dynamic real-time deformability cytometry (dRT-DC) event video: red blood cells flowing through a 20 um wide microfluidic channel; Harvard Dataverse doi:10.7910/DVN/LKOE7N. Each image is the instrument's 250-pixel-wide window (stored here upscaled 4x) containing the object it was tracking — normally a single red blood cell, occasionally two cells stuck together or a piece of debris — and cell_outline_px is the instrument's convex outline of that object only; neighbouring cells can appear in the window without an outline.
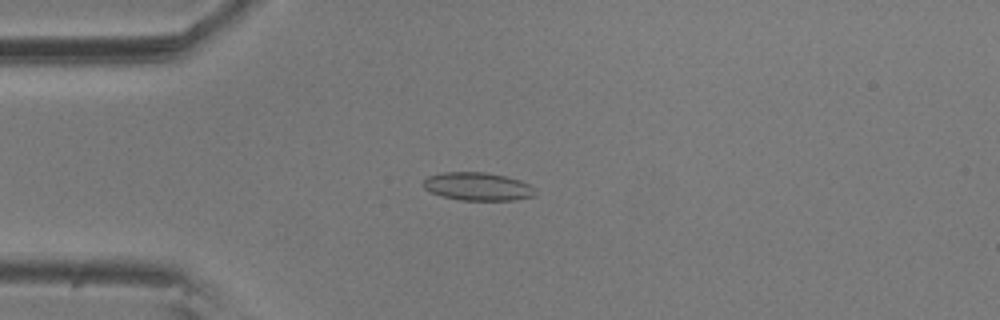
{"species": "common noctule bat (a hibernating species)", "species_latin": "Nyctalus noctula", "temperature_condition": "room temperature", "stored_images_in_passage": 8, "camera_frame_rate_fps": 3000, "um_per_image_px": 0.085, "animal": {"sex": "male", "body_mass_g": 20.5, "forearm_length_mm": 52.5}, "frame": {"image": 1, "passage_image": 4, "time_ms": 1.0, "image_size_px": [1000, 320], "cell_outline_px": [[536, 196], [516, 200], [460, 200], [444, 196], [432, 192], [424, 188], [424, 180], [428, 176], [444, 172], [484, 172], [504, 176], [520, 180], [536, 188]], "centroid_in_image_um": [40.66, 15.85], "position_along_channel_um": 44.3, "area_um2": 18.26}}
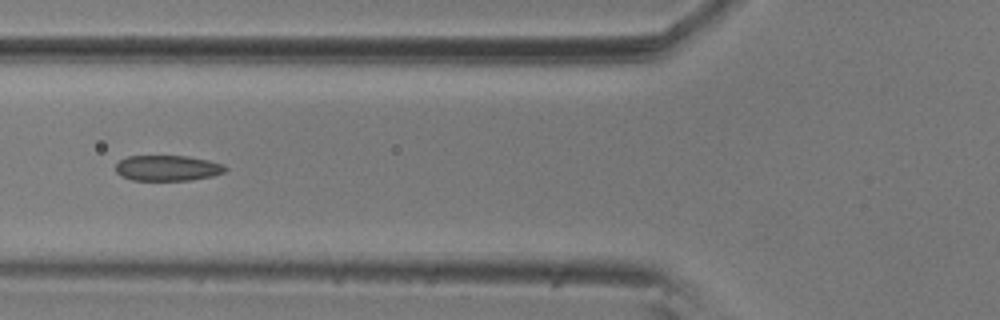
{"frame": {"image": 2, "passage_image": 6, "time_ms": 1.667, "image_size_px": [1000, 320], "cell_outline_px": [[228, 168], [224, 172], [212, 176], [188, 180], [132, 180], [120, 176], [116, 172], [116, 164], [120, 160], [128, 156], [188, 156], [208, 160], [220, 164]], "centroid_in_image_um": [14.21, 14.28], "position_along_channel_um": 111.6, "area_um2": 16.24}}
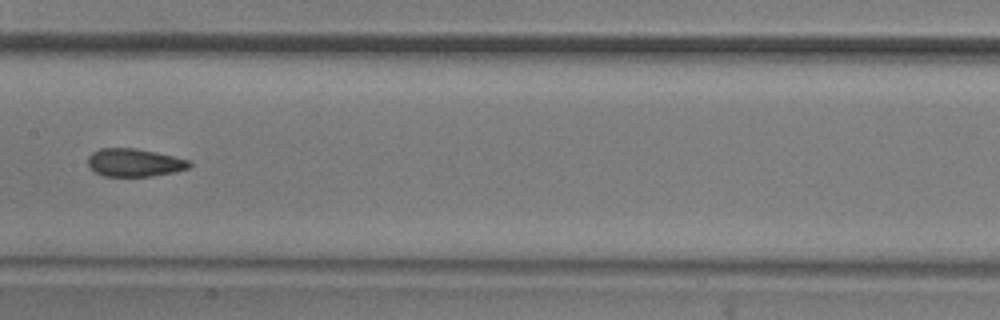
{"frame": {"image": 3, "passage_image": 8, "time_ms": 2.333, "image_size_px": [1000, 320], "cell_outline_px": [[192, 164], [188, 168], [176, 172], [152, 176], [104, 176], [96, 172], [88, 164], [88, 156], [92, 152], [100, 148], [136, 148], [172, 156], [188, 160]], "centroid_in_image_um": [11.42, 13.82], "position_along_channel_um": 196.0, "area_um2": 16.42}}